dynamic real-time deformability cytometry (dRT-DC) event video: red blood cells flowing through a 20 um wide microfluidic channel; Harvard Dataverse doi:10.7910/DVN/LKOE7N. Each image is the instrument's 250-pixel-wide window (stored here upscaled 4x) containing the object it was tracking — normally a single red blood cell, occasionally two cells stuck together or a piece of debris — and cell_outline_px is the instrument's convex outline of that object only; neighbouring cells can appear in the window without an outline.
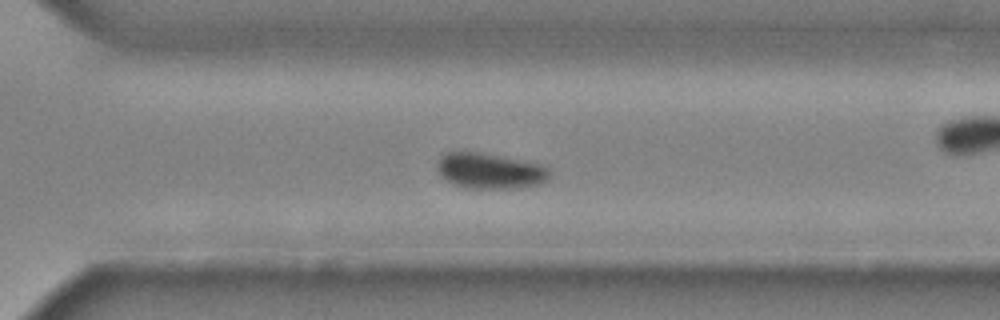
{"species": "common noctule bat (a hibernating species)", "species_latin": "Nyctalus noctula", "temperature_condition": "cold", "stored_images_in_passage": 38, "camera_frame_rate_fps": 3000, "um_per_image_px": 0.085, "animal": {"sex": "male", "body_mass_g": 20.4}, "frame": {"image": 1, "passage_image": 27, "time_ms": 8.667, "image_size_px": [1000, 320], "cell_outline_px": [[548, 180], [540, 184], [520, 188], [464, 188], [452, 184], [444, 180], [436, 168], [436, 164], [440, 156], [444, 152], [480, 152], [540, 164], [548, 168]], "centroid_in_image_um": [41.58, 14.53], "position_along_channel_um": 329.0, "area_um2": 23.47}}